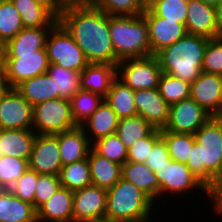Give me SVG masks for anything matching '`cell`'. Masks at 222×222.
I'll use <instances>...</instances> for the list:
<instances>
[{
  "instance_id": "cell-1",
  "label": "cell",
  "mask_w": 222,
  "mask_h": 222,
  "mask_svg": "<svg viewBox=\"0 0 222 222\" xmlns=\"http://www.w3.org/2000/svg\"><path fill=\"white\" fill-rule=\"evenodd\" d=\"M58 22L73 37L88 63L120 62L109 33V15L87 1L66 2Z\"/></svg>"
},
{
  "instance_id": "cell-2",
  "label": "cell",
  "mask_w": 222,
  "mask_h": 222,
  "mask_svg": "<svg viewBox=\"0 0 222 222\" xmlns=\"http://www.w3.org/2000/svg\"><path fill=\"white\" fill-rule=\"evenodd\" d=\"M194 137L186 166L210 190L222 178V115L211 116Z\"/></svg>"
},
{
  "instance_id": "cell-3",
  "label": "cell",
  "mask_w": 222,
  "mask_h": 222,
  "mask_svg": "<svg viewBox=\"0 0 222 222\" xmlns=\"http://www.w3.org/2000/svg\"><path fill=\"white\" fill-rule=\"evenodd\" d=\"M209 38L186 34L156 54L162 72L190 84L202 72V63Z\"/></svg>"
},
{
  "instance_id": "cell-4",
  "label": "cell",
  "mask_w": 222,
  "mask_h": 222,
  "mask_svg": "<svg viewBox=\"0 0 222 222\" xmlns=\"http://www.w3.org/2000/svg\"><path fill=\"white\" fill-rule=\"evenodd\" d=\"M155 205L139 188L121 178L107 190L105 217L112 222H154V214L160 211Z\"/></svg>"
},
{
  "instance_id": "cell-5",
  "label": "cell",
  "mask_w": 222,
  "mask_h": 222,
  "mask_svg": "<svg viewBox=\"0 0 222 222\" xmlns=\"http://www.w3.org/2000/svg\"><path fill=\"white\" fill-rule=\"evenodd\" d=\"M109 33L119 61L151 55L148 26L142 14L109 15Z\"/></svg>"
},
{
  "instance_id": "cell-6",
  "label": "cell",
  "mask_w": 222,
  "mask_h": 222,
  "mask_svg": "<svg viewBox=\"0 0 222 222\" xmlns=\"http://www.w3.org/2000/svg\"><path fill=\"white\" fill-rule=\"evenodd\" d=\"M154 174L160 186V200L163 201L162 204L164 203L165 206L167 202L169 204L170 201L168 200H170V198L172 200L174 197L178 196L176 200L180 199L181 201V198H183V200L184 198L186 199V195L190 196L192 192L193 194L191 197L194 194L196 196L198 191L199 194H206L208 198L207 201H209V190L195 177L184 163L171 160L169 164H165L158 168ZM166 198L167 200H165V202L164 199Z\"/></svg>"
},
{
  "instance_id": "cell-7",
  "label": "cell",
  "mask_w": 222,
  "mask_h": 222,
  "mask_svg": "<svg viewBox=\"0 0 222 222\" xmlns=\"http://www.w3.org/2000/svg\"><path fill=\"white\" fill-rule=\"evenodd\" d=\"M49 63L77 71L89 64L68 31L58 22L49 32L45 46Z\"/></svg>"
},
{
  "instance_id": "cell-8",
  "label": "cell",
  "mask_w": 222,
  "mask_h": 222,
  "mask_svg": "<svg viewBox=\"0 0 222 222\" xmlns=\"http://www.w3.org/2000/svg\"><path fill=\"white\" fill-rule=\"evenodd\" d=\"M77 127L70 100L58 98L33 106V130L36 134H58Z\"/></svg>"
},
{
  "instance_id": "cell-9",
  "label": "cell",
  "mask_w": 222,
  "mask_h": 222,
  "mask_svg": "<svg viewBox=\"0 0 222 222\" xmlns=\"http://www.w3.org/2000/svg\"><path fill=\"white\" fill-rule=\"evenodd\" d=\"M162 69L156 55L121 60L116 78L132 90L158 88Z\"/></svg>"
},
{
  "instance_id": "cell-10",
  "label": "cell",
  "mask_w": 222,
  "mask_h": 222,
  "mask_svg": "<svg viewBox=\"0 0 222 222\" xmlns=\"http://www.w3.org/2000/svg\"><path fill=\"white\" fill-rule=\"evenodd\" d=\"M49 60L46 50L27 54H3L1 77L15 88L22 81L47 73Z\"/></svg>"
},
{
  "instance_id": "cell-11",
  "label": "cell",
  "mask_w": 222,
  "mask_h": 222,
  "mask_svg": "<svg viewBox=\"0 0 222 222\" xmlns=\"http://www.w3.org/2000/svg\"><path fill=\"white\" fill-rule=\"evenodd\" d=\"M211 117L191 98L170 105L169 120L161 132L195 134Z\"/></svg>"
},
{
  "instance_id": "cell-12",
  "label": "cell",
  "mask_w": 222,
  "mask_h": 222,
  "mask_svg": "<svg viewBox=\"0 0 222 222\" xmlns=\"http://www.w3.org/2000/svg\"><path fill=\"white\" fill-rule=\"evenodd\" d=\"M29 169L38 174L58 175L62 168L58 134H37L33 145Z\"/></svg>"
},
{
  "instance_id": "cell-13",
  "label": "cell",
  "mask_w": 222,
  "mask_h": 222,
  "mask_svg": "<svg viewBox=\"0 0 222 222\" xmlns=\"http://www.w3.org/2000/svg\"><path fill=\"white\" fill-rule=\"evenodd\" d=\"M33 106L11 88L0 104V129H32Z\"/></svg>"
},
{
  "instance_id": "cell-14",
  "label": "cell",
  "mask_w": 222,
  "mask_h": 222,
  "mask_svg": "<svg viewBox=\"0 0 222 222\" xmlns=\"http://www.w3.org/2000/svg\"><path fill=\"white\" fill-rule=\"evenodd\" d=\"M190 98L211 116L222 115V75L201 72L190 87Z\"/></svg>"
},
{
  "instance_id": "cell-15",
  "label": "cell",
  "mask_w": 222,
  "mask_h": 222,
  "mask_svg": "<svg viewBox=\"0 0 222 222\" xmlns=\"http://www.w3.org/2000/svg\"><path fill=\"white\" fill-rule=\"evenodd\" d=\"M142 15L148 26L151 55H156L187 34L185 24L158 17L148 7Z\"/></svg>"
},
{
  "instance_id": "cell-16",
  "label": "cell",
  "mask_w": 222,
  "mask_h": 222,
  "mask_svg": "<svg viewBox=\"0 0 222 222\" xmlns=\"http://www.w3.org/2000/svg\"><path fill=\"white\" fill-rule=\"evenodd\" d=\"M107 190L89 185L73 191V222L105 217Z\"/></svg>"
},
{
  "instance_id": "cell-17",
  "label": "cell",
  "mask_w": 222,
  "mask_h": 222,
  "mask_svg": "<svg viewBox=\"0 0 222 222\" xmlns=\"http://www.w3.org/2000/svg\"><path fill=\"white\" fill-rule=\"evenodd\" d=\"M186 17L187 34L199 35L209 39L222 36L219 31L216 8L200 0H188Z\"/></svg>"
},
{
  "instance_id": "cell-18",
  "label": "cell",
  "mask_w": 222,
  "mask_h": 222,
  "mask_svg": "<svg viewBox=\"0 0 222 222\" xmlns=\"http://www.w3.org/2000/svg\"><path fill=\"white\" fill-rule=\"evenodd\" d=\"M138 115L155 129H164L169 120L170 105L160 95L158 88L134 91Z\"/></svg>"
},
{
  "instance_id": "cell-19",
  "label": "cell",
  "mask_w": 222,
  "mask_h": 222,
  "mask_svg": "<svg viewBox=\"0 0 222 222\" xmlns=\"http://www.w3.org/2000/svg\"><path fill=\"white\" fill-rule=\"evenodd\" d=\"M58 144L62 166L86 159L92 149L81 126L58 133Z\"/></svg>"
},
{
  "instance_id": "cell-20",
  "label": "cell",
  "mask_w": 222,
  "mask_h": 222,
  "mask_svg": "<svg viewBox=\"0 0 222 222\" xmlns=\"http://www.w3.org/2000/svg\"><path fill=\"white\" fill-rule=\"evenodd\" d=\"M38 222H73V191L61 186L37 210Z\"/></svg>"
},
{
  "instance_id": "cell-21",
  "label": "cell",
  "mask_w": 222,
  "mask_h": 222,
  "mask_svg": "<svg viewBox=\"0 0 222 222\" xmlns=\"http://www.w3.org/2000/svg\"><path fill=\"white\" fill-rule=\"evenodd\" d=\"M120 118L104 99L98 109L81 125L91 143L114 134Z\"/></svg>"
},
{
  "instance_id": "cell-22",
  "label": "cell",
  "mask_w": 222,
  "mask_h": 222,
  "mask_svg": "<svg viewBox=\"0 0 222 222\" xmlns=\"http://www.w3.org/2000/svg\"><path fill=\"white\" fill-rule=\"evenodd\" d=\"M122 178L139 188L156 204V206L162 204V201H159L160 186L157 177L145 163L127 161L122 165Z\"/></svg>"
},
{
  "instance_id": "cell-23",
  "label": "cell",
  "mask_w": 222,
  "mask_h": 222,
  "mask_svg": "<svg viewBox=\"0 0 222 222\" xmlns=\"http://www.w3.org/2000/svg\"><path fill=\"white\" fill-rule=\"evenodd\" d=\"M116 79V66L89 63L80 73V89L106 97Z\"/></svg>"
},
{
  "instance_id": "cell-24",
  "label": "cell",
  "mask_w": 222,
  "mask_h": 222,
  "mask_svg": "<svg viewBox=\"0 0 222 222\" xmlns=\"http://www.w3.org/2000/svg\"><path fill=\"white\" fill-rule=\"evenodd\" d=\"M36 135L33 129H0V153L29 160Z\"/></svg>"
},
{
  "instance_id": "cell-25",
  "label": "cell",
  "mask_w": 222,
  "mask_h": 222,
  "mask_svg": "<svg viewBox=\"0 0 222 222\" xmlns=\"http://www.w3.org/2000/svg\"><path fill=\"white\" fill-rule=\"evenodd\" d=\"M0 222H38L37 210L9 189H0Z\"/></svg>"
},
{
  "instance_id": "cell-26",
  "label": "cell",
  "mask_w": 222,
  "mask_h": 222,
  "mask_svg": "<svg viewBox=\"0 0 222 222\" xmlns=\"http://www.w3.org/2000/svg\"><path fill=\"white\" fill-rule=\"evenodd\" d=\"M52 28H23L3 46V54H27L36 50H46V40Z\"/></svg>"
},
{
  "instance_id": "cell-27",
  "label": "cell",
  "mask_w": 222,
  "mask_h": 222,
  "mask_svg": "<svg viewBox=\"0 0 222 222\" xmlns=\"http://www.w3.org/2000/svg\"><path fill=\"white\" fill-rule=\"evenodd\" d=\"M87 159L93 185L109 190L122 178V165L100 156L93 149Z\"/></svg>"
},
{
  "instance_id": "cell-28",
  "label": "cell",
  "mask_w": 222,
  "mask_h": 222,
  "mask_svg": "<svg viewBox=\"0 0 222 222\" xmlns=\"http://www.w3.org/2000/svg\"><path fill=\"white\" fill-rule=\"evenodd\" d=\"M15 89L32 105L59 98L54 79L44 73L27 79L18 84Z\"/></svg>"
},
{
  "instance_id": "cell-29",
  "label": "cell",
  "mask_w": 222,
  "mask_h": 222,
  "mask_svg": "<svg viewBox=\"0 0 222 222\" xmlns=\"http://www.w3.org/2000/svg\"><path fill=\"white\" fill-rule=\"evenodd\" d=\"M21 16L24 28L54 27L58 19L34 0H11Z\"/></svg>"
},
{
  "instance_id": "cell-30",
  "label": "cell",
  "mask_w": 222,
  "mask_h": 222,
  "mask_svg": "<svg viewBox=\"0 0 222 222\" xmlns=\"http://www.w3.org/2000/svg\"><path fill=\"white\" fill-rule=\"evenodd\" d=\"M104 99L120 119L138 115L134 102V90L124 85L117 78L112 82Z\"/></svg>"
},
{
  "instance_id": "cell-31",
  "label": "cell",
  "mask_w": 222,
  "mask_h": 222,
  "mask_svg": "<svg viewBox=\"0 0 222 222\" xmlns=\"http://www.w3.org/2000/svg\"><path fill=\"white\" fill-rule=\"evenodd\" d=\"M155 128L149 124L142 116L135 115L121 118L116 134L127 149L134 145L137 140L148 137Z\"/></svg>"
},
{
  "instance_id": "cell-32",
  "label": "cell",
  "mask_w": 222,
  "mask_h": 222,
  "mask_svg": "<svg viewBox=\"0 0 222 222\" xmlns=\"http://www.w3.org/2000/svg\"><path fill=\"white\" fill-rule=\"evenodd\" d=\"M59 178L61 186L71 191L91 185L92 180L88 159L62 166Z\"/></svg>"
},
{
  "instance_id": "cell-33",
  "label": "cell",
  "mask_w": 222,
  "mask_h": 222,
  "mask_svg": "<svg viewBox=\"0 0 222 222\" xmlns=\"http://www.w3.org/2000/svg\"><path fill=\"white\" fill-rule=\"evenodd\" d=\"M104 97L87 90H79L70 99L72 117L77 126H81L103 102Z\"/></svg>"
},
{
  "instance_id": "cell-34",
  "label": "cell",
  "mask_w": 222,
  "mask_h": 222,
  "mask_svg": "<svg viewBox=\"0 0 222 222\" xmlns=\"http://www.w3.org/2000/svg\"><path fill=\"white\" fill-rule=\"evenodd\" d=\"M48 75L54 79L59 98L70 100L80 90V73L50 63Z\"/></svg>"
},
{
  "instance_id": "cell-35",
  "label": "cell",
  "mask_w": 222,
  "mask_h": 222,
  "mask_svg": "<svg viewBox=\"0 0 222 222\" xmlns=\"http://www.w3.org/2000/svg\"><path fill=\"white\" fill-rule=\"evenodd\" d=\"M21 16L11 0H0V43L4 46L22 29Z\"/></svg>"
},
{
  "instance_id": "cell-36",
  "label": "cell",
  "mask_w": 222,
  "mask_h": 222,
  "mask_svg": "<svg viewBox=\"0 0 222 222\" xmlns=\"http://www.w3.org/2000/svg\"><path fill=\"white\" fill-rule=\"evenodd\" d=\"M108 15L138 16L144 13L147 0H86Z\"/></svg>"
},
{
  "instance_id": "cell-37",
  "label": "cell",
  "mask_w": 222,
  "mask_h": 222,
  "mask_svg": "<svg viewBox=\"0 0 222 222\" xmlns=\"http://www.w3.org/2000/svg\"><path fill=\"white\" fill-rule=\"evenodd\" d=\"M161 137L166 142L172 160L187 164L190 159L195 137L193 134L161 132Z\"/></svg>"
},
{
  "instance_id": "cell-38",
  "label": "cell",
  "mask_w": 222,
  "mask_h": 222,
  "mask_svg": "<svg viewBox=\"0 0 222 222\" xmlns=\"http://www.w3.org/2000/svg\"><path fill=\"white\" fill-rule=\"evenodd\" d=\"M190 87L189 82L164 72L159 78L158 90L169 105L190 98Z\"/></svg>"
},
{
  "instance_id": "cell-39",
  "label": "cell",
  "mask_w": 222,
  "mask_h": 222,
  "mask_svg": "<svg viewBox=\"0 0 222 222\" xmlns=\"http://www.w3.org/2000/svg\"><path fill=\"white\" fill-rule=\"evenodd\" d=\"M188 0H147V7L158 17L186 23Z\"/></svg>"
},
{
  "instance_id": "cell-40",
  "label": "cell",
  "mask_w": 222,
  "mask_h": 222,
  "mask_svg": "<svg viewBox=\"0 0 222 222\" xmlns=\"http://www.w3.org/2000/svg\"><path fill=\"white\" fill-rule=\"evenodd\" d=\"M92 149L102 157L120 165L127 162V147L121 142L116 133L102 137L92 143Z\"/></svg>"
},
{
  "instance_id": "cell-41",
  "label": "cell",
  "mask_w": 222,
  "mask_h": 222,
  "mask_svg": "<svg viewBox=\"0 0 222 222\" xmlns=\"http://www.w3.org/2000/svg\"><path fill=\"white\" fill-rule=\"evenodd\" d=\"M29 160L2 156L0 158V189H10L29 169Z\"/></svg>"
},
{
  "instance_id": "cell-42",
  "label": "cell",
  "mask_w": 222,
  "mask_h": 222,
  "mask_svg": "<svg viewBox=\"0 0 222 222\" xmlns=\"http://www.w3.org/2000/svg\"><path fill=\"white\" fill-rule=\"evenodd\" d=\"M38 173L28 169L9 189L16 197L35 207V190Z\"/></svg>"
},
{
  "instance_id": "cell-43",
  "label": "cell",
  "mask_w": 222,
  "mask_h": 222,
  "mask_svg": "<svg viewBox=\"0 0 222 222\" xmlns=\"http://www.w3.org/2000/svg\"><path fill=\"white\" fill-rule=\"evenodd\" d=\"M202 71L222 75V36L208 40Z\"/></svg>"
},
{
  "instance_id": "cell-44",
  "label": "cell",
  "mask_w": 222,
  "mask_h": 222,
  "mask_svg": "<svg viewBox=\"0 0 222 222\" xmlns=\"http://www.w3.org/2000/svg\"><path fill=\"white\" fill-rule=\"evenodd\" d=\"M60 188L61 182L58 175L38 174L35 190V209L38 210Z\"/></svg>"
},
{
  "instance_id": "cell-45",
  "label": "cell",
  "mask_w": 222,
  "mask_h": 222,
  "mask_svg": "<svg viewBox=\"0 0 222 222\" xmlns=\"http://www.w3.org/2000/svg\"><path fill=\"white\" fill-rule=\"evenodd\" d=\"M161 137V130L155 129L148 137L137 140L127 151V161L145 163L154 143Z\"/></svg>"
},
{
  "instance_id": "cell-46",
  "label": "cell",
  "mask_w": 222,
  "mask_h": 222,
  "mask_svg": "<svg viewBox=\"0 0 222 222\" xmlns=\"http://www.w3.org/2000/svg\"><path fill=\"white\" fill-rule=\"evenodd\" d=\"M171 160L172 158L169 155L166 142L162 137H160L154 143L145 164L152 172H155L163 165L169 164Z\"/></svg>"
},
{
  "instance_id": "cell-47",
  "label": "cell",
  "mask_w": 222,
  "mask_h": 222,
  "mask_svg": "<svg viewBox=\"0 0 222 222\" xmlns=\"http://www.w3.org/2000/svg\"><path fill=\"white\" fill-rule=\"evenodd\" d=\"M209 202L211 203L212 213L221 218L222 222V178L209 190Z\"/></svg>"
},
{
  "instance_id": "cell-48",
  "label": "cell",
  "mask_w": 222,
  "mask_h": 222,
  "mask_svg": "<svg viewBox=\"0 0 222 222\" xmlns=\"http://www.w3.org/2000/svg\"><path fill=\"white\" fill-rule=\"evenodd\" d=\"M36 3L47 8L57 19L63 11L65 1L64 0H34Z\"/></svg>"
},
{
  "instance_id": "cell-49",
  "label": "cell",
  "mask_w": 222,
  "mask_h": 222,
  "mask_svg": "<svg viewBox=\"0 0 222 222\" xmlns=\"http://www.w3.org/2000/svg\"><path fill=\"white\" fill-rule=\"evenodd\" d=\"M11 88L12 87L0 76V104Z\"/></svg>"
},
{
  "instance_id": "cell-50",
  "label": "cell",
  "mask_w": 222,
  "mask_h": 222,
  "mask_svg": "<svg viewBox=\"0 0 222 222\" xmlns=\"http://www.w3.org/2000/svg\"><path fill=\"white\" fill-rule=\"evenodd\" d=\"M215 8L219 31L222 33V0L217 4Z\"/></svg>"
},
{
  "instance_id": "cell-51",
  "label": "cell",
  "mask_w": 222,
  "mask_h": 222,
  "mask_svg": "<svg viewBox=\"0 0 222 222\" xmlns=\"http://www.w3.org/2000/svg\"><path fill=\"white\" fill-rule=\"evenodd\" d=\"M200 1H202L203 3H205V4H207V5L216 7L217 4H218L221 0H200Z\"/></svg>"
},
{
  "instance_id": "cell-52",
  "label": "cell",
  "mask_w": 222,
  "mask_h": 222,
  "mask_svg": "<svg viewBox=\"0 0 222 222\" xmlns=\"http://www.w3.org/2000/svg\"><path fill=\"white\" fill-rule=\"evenodd\" d=\"M82 222H112V221H110L106 217H103V218H99V219L85 220V221H82Z\"/></svg>"
},
{
  "instance_id": "cell-53",
  "label": "cell",
  "mask_w": 222,
  "mask_h": 222,
  "mask_svg": "<svg viewBox=\"0 0 222 222\" xmlns=\"http://www.w3.org/2000/svg\"><path fill=\"white\" fill-rule=\"evenodd\" d=\"M3 45L0 43V75L3 67Z\"/></svg>"
},
{
  "instance_id": "cell-54",
  "label": "cell",
  "mask_w": 222,
  "mask_h": 222,
  "mask_svg": "<svg viewBox=\"0 0 222 222\" xmlns=\"http://www.w3.org/2000/svg\"><path fill=\"white\" fill-rule=\"evenodd\" d=\"M65 2H76V1H86V0H64Z\"/></svg>"
}]
</instances>
